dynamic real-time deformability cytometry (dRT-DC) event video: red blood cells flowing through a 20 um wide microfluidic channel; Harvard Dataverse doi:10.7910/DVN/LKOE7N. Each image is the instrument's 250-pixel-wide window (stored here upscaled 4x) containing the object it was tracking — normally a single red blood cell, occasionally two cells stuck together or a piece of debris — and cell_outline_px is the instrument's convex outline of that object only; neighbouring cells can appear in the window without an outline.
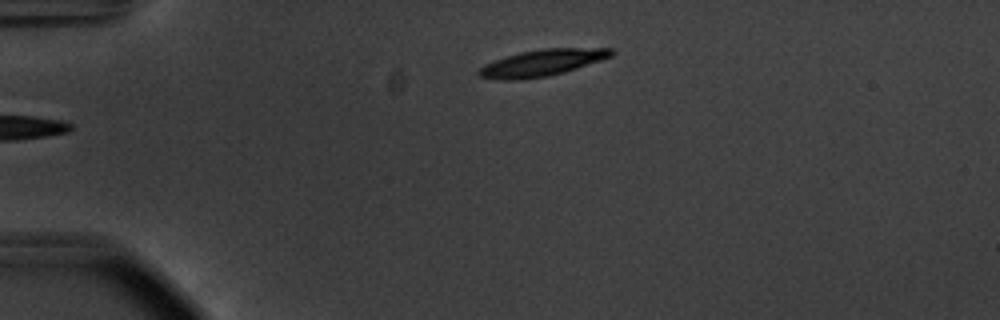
{"species": "common noctule bat (a hibernating species)", "species_latin": "Nyctalus noctula", "temperature_condition": "warm", "stored_images_in_passage": 37, "camera_frame_rate_fps": 3000, "um_per_image_px": 0.085, "animal": {"sex": "male", "body_mass_g": 20.1, "forearm_length_mm": 53.5}, "frame": {"image": 1, "passage_image": 1, "time_ms": 0.0, "image_size_px": [1000, 320], "cell_outline_px": [[616, 52], [612, 56], [564, 72], [548, 76], [520, 80], [496, 80], [480, 76], [476, 72], [484, 64], [520, 52], [544, 48], [612, 48]], "centroid_in_image_um": [46.07, 5.34], "position_along_channel_um": 38.9, "area_um2": 20.4}}
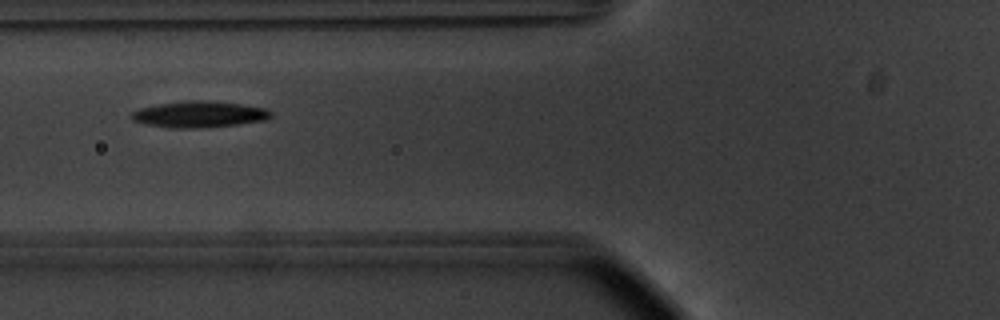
{"frame": {"image": 2, "passage_image": 10, "time_ms": 3.0, "image_size_px": [1000, 320], "cell_outline_px": [[276, 112], [268, 120], [240, 124], [196, 128], [172, 128], [144, 124], [132, 120], [128, 116], [132, 112], [140, 108], [156, 104], [188, 100], [200, 100], [240, 104], [268, 108]], "centroid_in_image_um": [16.96, 9.72], "position_along_channel_um": 108.8, "area_um2": 21.68}}
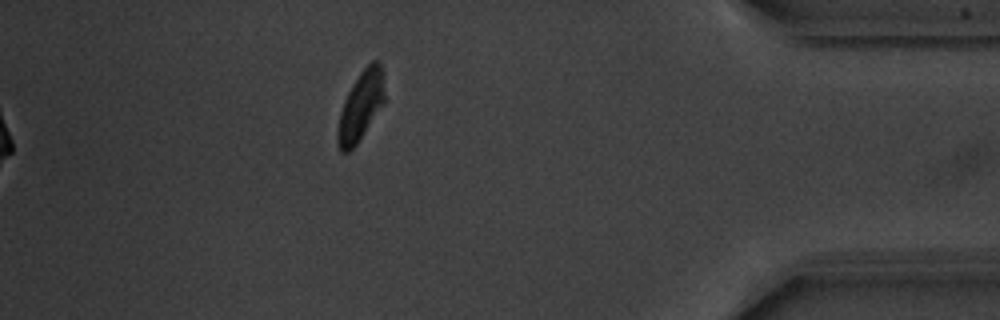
{"frame": {"image": 3, "passage_image": 37, "time_ms": 12.0, "image_size_px": [1000, 320], "cell_outline_px": [[384, 104], [356, 144], [348, 152], [340, 152], [336, 140], [336, 132], [340, 112], [344, 100], [352, 84], [360, 72], [372, 60], [380, 60], [384, 96]], "centroid_in_image_um": [30.63, 9.03], "position_along_channel_um": 404.6, "area_um2": 18.79}, "authors_computed_cell_mechanics": {"area_um2": 20.4034, "velocity_mm_per_s": 3.6989, "shape_relaxation_time_tau1_ms": 2.9797, "shape_relaxation_time_tau2_ms": null, "deformation_change_tau1": 0.1389, "deformation_change_tau2": null}}